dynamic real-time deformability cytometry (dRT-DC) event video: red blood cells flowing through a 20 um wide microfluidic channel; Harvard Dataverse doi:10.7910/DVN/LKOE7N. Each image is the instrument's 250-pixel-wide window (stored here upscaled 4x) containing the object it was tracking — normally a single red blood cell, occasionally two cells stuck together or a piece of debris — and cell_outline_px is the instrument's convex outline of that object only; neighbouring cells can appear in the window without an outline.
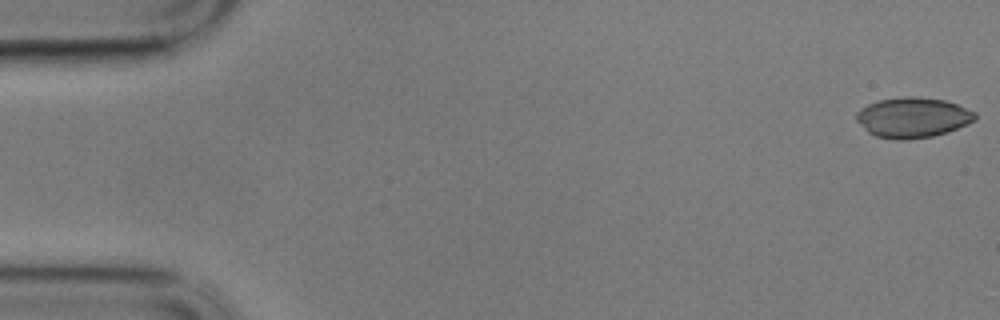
{"species": "common noctule bat (a hibernating species)", "species_latin": "Nyctalus noctula", "temperature_condition": "cold", "stored_images_in_passage": 58, "camera_frame_rate_fps": 3000, "um_per_image_px": 0.085, "animal": {"sex": "male", "body_mass_g": 17.9}, "frame": {"image": 1, "passage_image": 1, "time_ms": 0.0, "image_size_px": [1000, 320], "cell_outline_px": [[976, 120], [968, 124], [948, 132], [932, 136], [908, 140], [896, 140], [876, 136], [868, 132], [856, 120], [856, 112], [860, 108], [868, 104], [880, 100], [900, 96], [916, 96], [944, 100], [956, 104], [976, 112]], "centroid_in_image_um": [77.58, 9.99], "position_along_channel_um": 7.4, "area_um2": 28.03}}
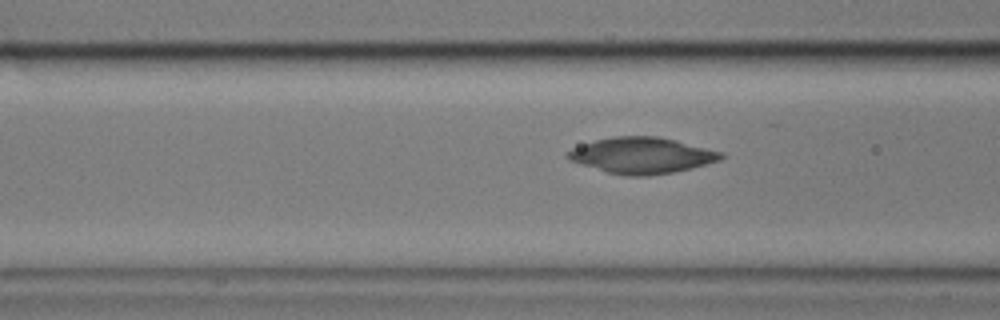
{"frame": {"image": 2, "passage_image": 22, "time_ms": 7.0, "image_size_px": [1000, 320], "cell_outline_px": [[724, 156], [720, 160], [692, 168], [672, 172], [648, 176], [628, 176], [608, 172], [568, 160], [564, 156], [572, 148], [596, 140], [616, 136], [656, 136], [676, 140], [724, 152]], "centroid_in_image_um": [54.57, 13.21], "position_along_channel_um": 112.0, "area_um2": 32.02}}
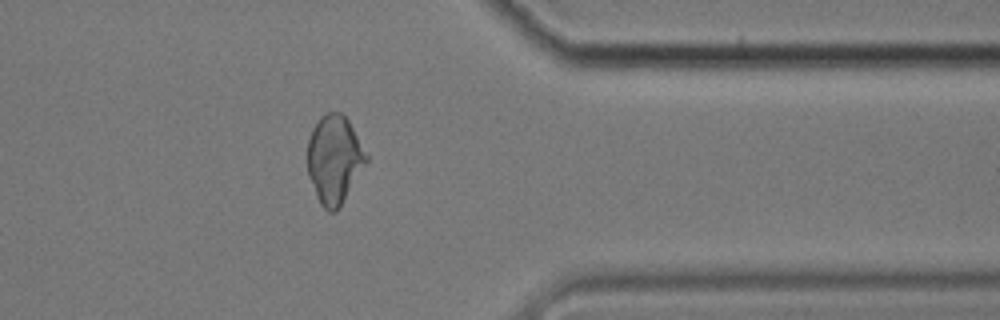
{"frame": {"image": 3, "passage_image": 47, "time_ms": 15.333, "image_size_px": [1000, 320], "cell_outline_px": [[368, 160], [336, 212], [328, 212], [320, 204], [316, 196], [308, 176], [308, 140], [312, 128], [320, 116], [328, 112], [340, 112], [348, 120], [368, 156]], "centroid_in_image_um": [28.39, 13.55], "position_along_channel_um": 383.0, "area_um2": 29.94}}